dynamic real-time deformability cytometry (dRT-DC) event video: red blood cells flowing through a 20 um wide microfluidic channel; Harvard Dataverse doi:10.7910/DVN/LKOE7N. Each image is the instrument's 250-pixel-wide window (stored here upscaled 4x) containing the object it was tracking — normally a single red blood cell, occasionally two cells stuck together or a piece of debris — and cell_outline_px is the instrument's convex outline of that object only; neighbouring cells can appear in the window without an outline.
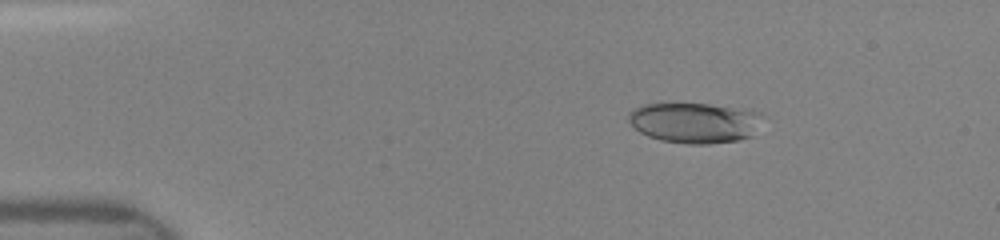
{"species": "human", "species_latin": "Homo sapiens", "temperature_condition": "room temperature", "stored_images_in_passage": 43, "camera_frame_rate_fps": 3000, "um_per_image_px": 0.085, "donor": {"sex": "female"}, "frame": {"image": 1, "passage_image": 3, "time_ms": 0.667, "image_size_px": [1000, 240], "cell_outline_px": [[764, 116], [752, 136], [740, 140], [708, 144], [688, 144], [660, 140], [648, 136], [640, 132], [628, 120], [628, 112], [644, 104], [708, 104], [752, 108], [760, 112]], "centroid_in_image_um": [59.12, 10.42], "position_along_channel_um": 25.9, "area_um2": 31.96}}
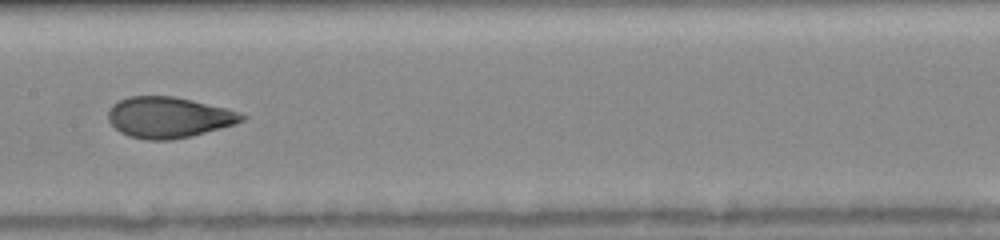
{"frame": {"image": 2, "passage_image": 20, "time_ms": 6.333, "image_size_px": [1000, 240], "cell_outline_px": [[248, 116], [244, 120], [220, 128], [192, 136], [172, 140], [148, 140], [128, 136], [120, 132], [108, 120], [108, 108], [112, 104], [128, 96], [172, 96], [192, 100], [228, 108], [240, 112]], "centroid_in_image_um": [14.33, 9.97], "position_along_channel_um": 193.1, "area_um2": 31.96}}
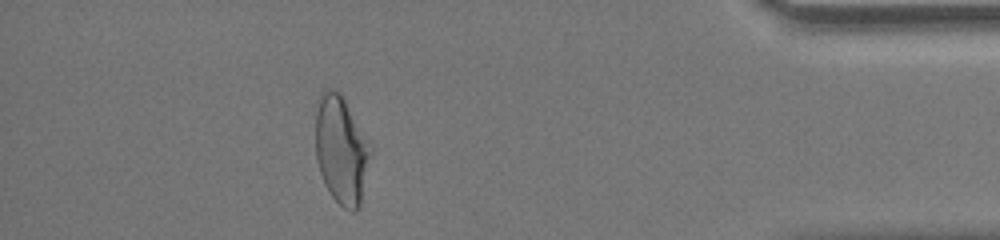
{"frame": {"image": 3, "passage_image": 38, "time_ms": 12.333, "image_size_px": [1000, 240], "cell_outline_px": [[372, 152], [360, 204], [356, 212], [352, 212], [344, 208], [332, 196], [324, 184], [316, 160], [316, 112], [320, 96], [328, 88], [332, 88], [340, 92], [372, 144]], "centroid_in_image_um": [29.03, 12.75], "position_along_channel_um": 406.2, "area_um2": 34.8}}